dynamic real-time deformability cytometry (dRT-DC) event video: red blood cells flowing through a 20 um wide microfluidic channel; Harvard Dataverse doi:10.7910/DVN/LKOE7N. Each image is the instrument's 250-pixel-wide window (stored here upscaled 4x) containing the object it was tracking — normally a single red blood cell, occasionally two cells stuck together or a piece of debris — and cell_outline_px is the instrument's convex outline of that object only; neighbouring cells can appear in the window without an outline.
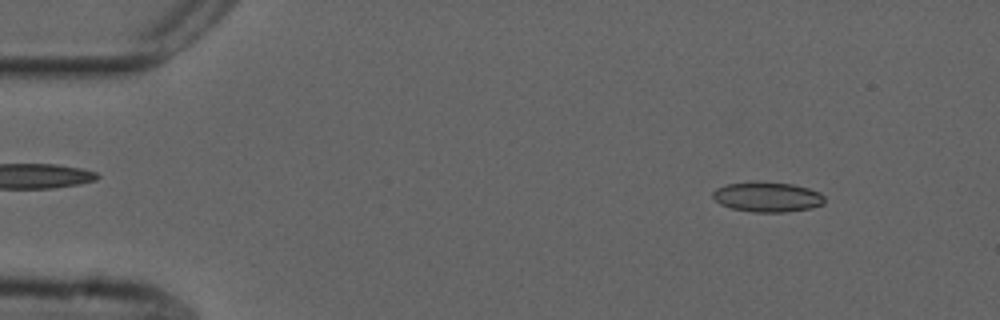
{"species": "common noctule bat (a hibernating species)", "species_latin": "Nyctalus noctula", "temperature_condition": "cold", "stored_images_in_passage": 44, "camera_frame_rate_fps": 3000, "um_per_image_px": 0.085, "animal": {"sex": "male", "forearm_length_mm": 52.5}, "frame": {"image": 1, "passage_image": 6, "time_ms": 1.667, "image_size_px": [1000, 320], "cell_outline_px": [[824, 204], [812, 208], [784, 212], [752, 212], [732, 208], [720, 204], [712, 196], [712, 192], [716, 188], [728, 184], [752, 180], [756, 180], [792, 184], [808, 188], [820, 192], [824, 196]], "centroid_in_image_um": [65.22, 16.72], "position_along_channel_um": 19.8, "area_um2": 19.83}}
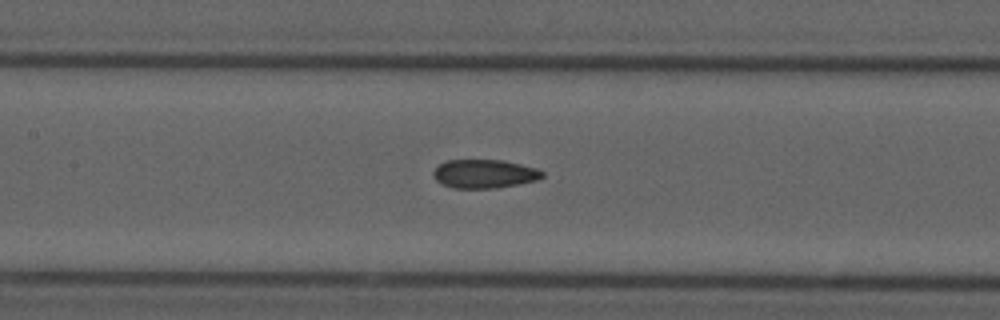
{"frame": {"image": 2, "passage_image": 25, "time_ms": 8.0, "image_size_px": [1000, 320], "cell_outline_px": [[544, 176], [536, 180], [496, 188], [452, 188], [436, 180], [432, 172], [440, 164], [448, 160], [504, 160], [536, 168], [544, 172]], "centroid_in_image_um": [41.17, 14.77], "position_along_channel_um": 166.2, "area_um2": 18.03}}
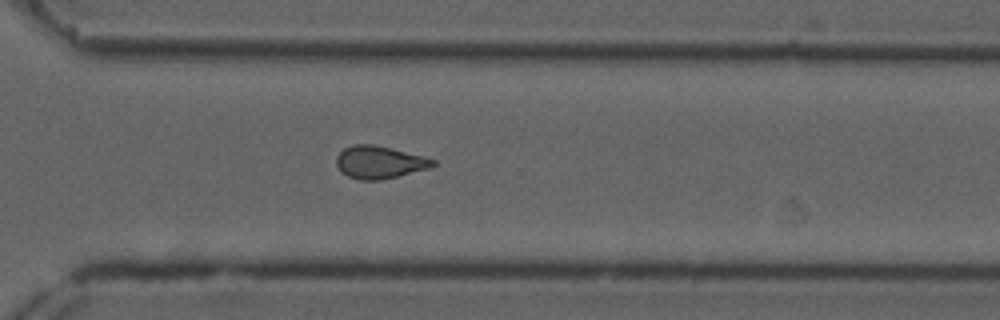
{"frame": {"image": 3, "passage_image": 39, "time_ms": 12.667, "image_size_px": [1000, 320], "cell_outline_px": [[436, 164], [428, 168], [380, 180], [360, 180], [348, 176], [340, 172], [336, 164], [336, 156], [344, 148], [352, 144], [372, 144], [424, 156], [436, 160]], "centroid_in_image_um": [32.21, 13.78], "position_along_channel_um": 338.4, "area_um2": 18.21}, "authors_computed_cell_mechanics": {"area_um2": 18.5538, "velocity_mm_per_s": 3.7074, "shape_relaxation_time_tau1_ms": null, "shape_relaxation_time_tau2_ms": 3.4683, "deformation_change_tau1": null, "deformation_change_tau2": 0.0913}}